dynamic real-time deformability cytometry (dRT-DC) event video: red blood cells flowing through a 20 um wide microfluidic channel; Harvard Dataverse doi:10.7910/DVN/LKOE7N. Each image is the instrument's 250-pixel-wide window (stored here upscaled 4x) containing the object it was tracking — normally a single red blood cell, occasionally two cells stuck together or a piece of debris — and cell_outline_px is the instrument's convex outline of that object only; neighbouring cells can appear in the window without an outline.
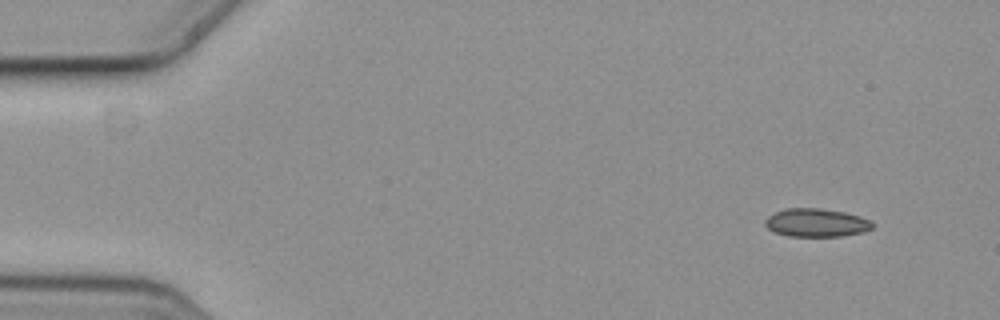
{"species": "common noctule bat (a hibernating species)", "species_latin": "Nyctalus noctula", "temperature_condition": "cold", "stored_images_in_passage": 5, "camera_frame_rate_fps": 3000, "um_per_image_px": 0.085, "animal": {"sex": "female", "body_mass_g": 19.3, "forearm_length_mm": 54.1}, "frame": {"image": 1, "passage_image": 1, "time_ms": 0.0, "image_size_px": [1000, 320], "cell_outline_px": [[872, 228], [864, 232], [840, 236], [788, 236], [772, 232], [764, 224], [764, 220], [768, 216], [784, 208], [820, 208], [844, 212], [860, 216], [868, 220], [872, 224]], "centroid_in_image_um": [69.34, 18.93], "position_along_channel_um": 15.7, "area_um2": 17.69}}
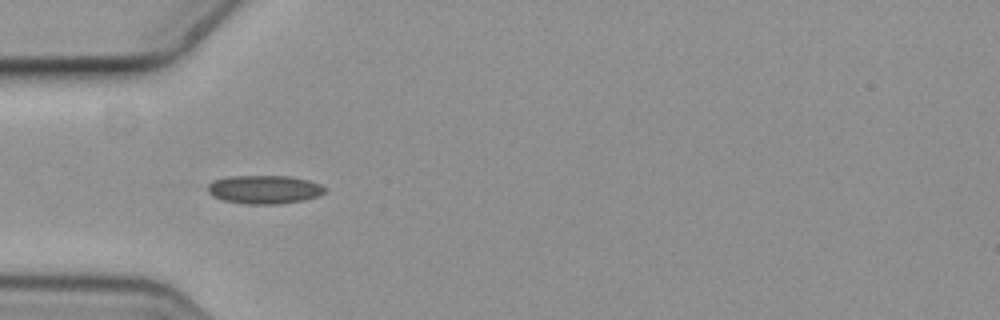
{"frame": {"image": 2, "passage_image": 4, "time_ms": 1.0, "image_size_px": [1000, 320], "cell_outline_px": [[324, 192], [320, 196], [304, 200], [276, 204], [244, 204], [224, 200], [212, 196], [208, 192], [208, 184], [212, 180], [228, 176], [288, 176], [308, 180], [320, 184], [324, 188]], "centroid_in_image_um": [22.44, 16.1], "position_along_channel_um": 62.6, "area_um2": 19.48}}